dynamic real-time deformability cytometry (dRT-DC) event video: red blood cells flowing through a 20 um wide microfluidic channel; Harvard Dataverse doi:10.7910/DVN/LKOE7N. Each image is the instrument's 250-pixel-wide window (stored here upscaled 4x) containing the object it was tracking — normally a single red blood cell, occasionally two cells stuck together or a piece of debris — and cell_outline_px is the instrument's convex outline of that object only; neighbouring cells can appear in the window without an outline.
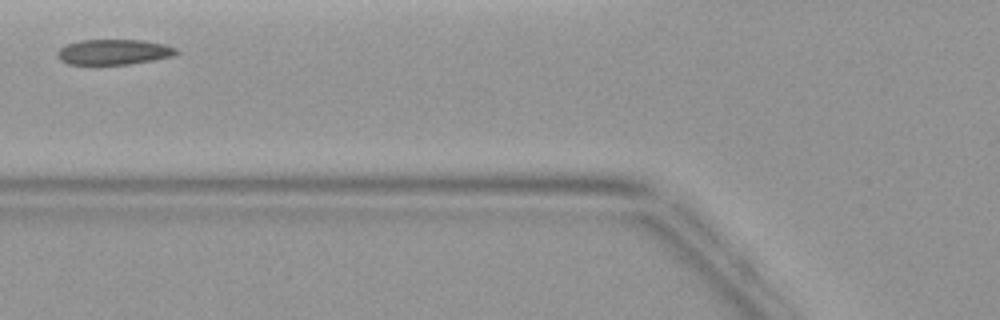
{"species": "common noctule bat (a hibernating species)", "species_latin": "Nyctalus noctula", "temperature_condition": "warm", "stored_images_in_passage": 2, "camera_frame_rate_fps": 3000, "um_per_image_px": 0.085, "animal": {"sex": "female", "body_mass_g": 19.9}, "frame": {"image": 1, "passage_image": 2, "time_ms": 1.0, "image_size_px": [1000, 320], "cell_outline_px": [[180, 52], [176, 56], [128, 64], [68, 64], [60, 60], [56, 56], [56, 52], [60, 48], [68, 44], [80, 40], [144, 40], [164, 44], [176, 48]], "centroid_in_image_um": [9.69, 4.41], "position_along_channel_um": 116.1, "area_um2": 17.63}}